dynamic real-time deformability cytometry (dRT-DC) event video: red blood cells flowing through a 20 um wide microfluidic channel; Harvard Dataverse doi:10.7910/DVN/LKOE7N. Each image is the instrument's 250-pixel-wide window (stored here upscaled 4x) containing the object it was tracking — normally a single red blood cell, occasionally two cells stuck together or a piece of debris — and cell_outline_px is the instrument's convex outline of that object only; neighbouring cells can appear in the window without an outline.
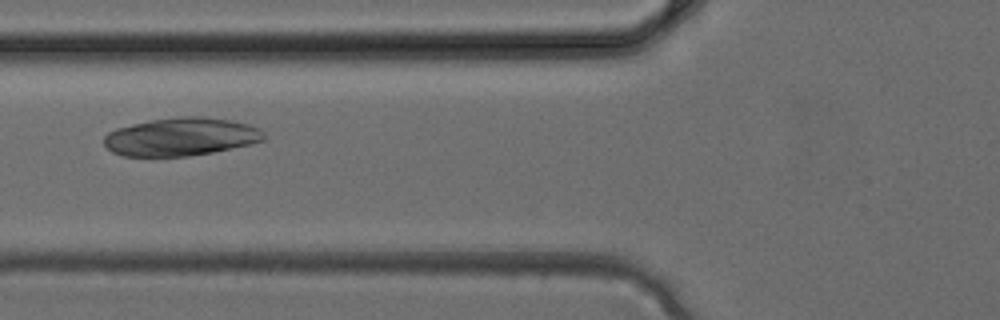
{"species": "common noctule bat (a hibernating species)", "species_latin": "Nyctalus noctula", "temperature_condition": "cold", "stored_images_in_passage": 5, "camera_frame_rate_fps": 3000, "um_per_image_px": 0.085, "animal": {"sex": "female", "body_mass_g": 24.6, "forearm_length_mm": 56.2}, "frame": {"image": 1, "passage_image": 5, "time_ms": 1.333, "image_size_px": [1000, 320], "cell_outline_px": [[264, 140], [252, 144], [212, 152], [188, 156], [124, 156], [112, 152], [104, 144], [104, 136], [108, 132], [116, 128], [132, 124], [152, 120], [184, 116], [204, 116], [228, 120], [248, 124], [260, 128], [264, 132]], "centroid_in_image_um": [15.39, 11.63], "position_along_channel_um": 110.4, "area_um2": 35.43}}